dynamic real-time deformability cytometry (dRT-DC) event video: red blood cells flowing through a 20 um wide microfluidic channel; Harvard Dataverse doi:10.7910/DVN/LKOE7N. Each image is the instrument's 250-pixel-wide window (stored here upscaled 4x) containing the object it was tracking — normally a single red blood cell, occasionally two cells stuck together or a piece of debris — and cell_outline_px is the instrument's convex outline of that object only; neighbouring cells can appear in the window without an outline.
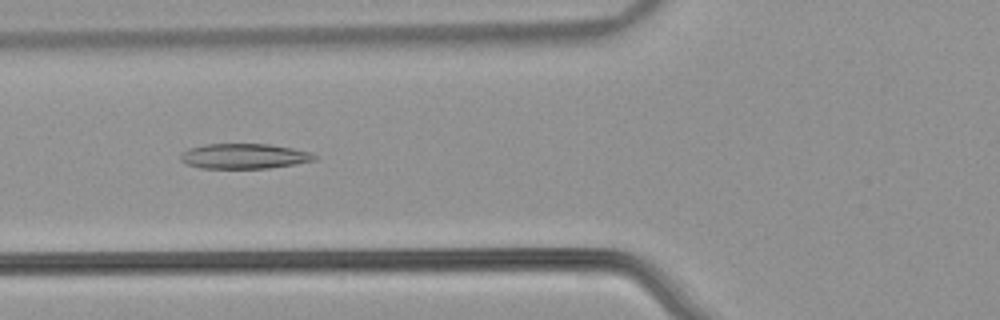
{"species": "common noctule bat (a hibernating species)", "species_latin": "Nyctalus noctula", "temperature_condition": "warm", "stored_images_in_passage": 53, "camera_frame_rate_fps": 3000, "um_per_image_px": 0.085, "animal": {"sex": "male", "body_mass_g": 21.5, "forearm_length_mm": 52.0}, "frame": {"image": 1, "passage_image": 21, "time_ms": 6.667, "image_size_px": [1000, 320], "cell_outline_px": [[316, 160], [296, 164], [268, 168], [200, 168], [188, 164], [180, 160], [180, 156], [188, 148], [204, 144], [268, 144], [292, 148], [312, 152], [316, 156]], "centroid_in_image_um": [20.77, 13.27], "position_along_channel_um": 105.0, "area_um2": 19.59}}
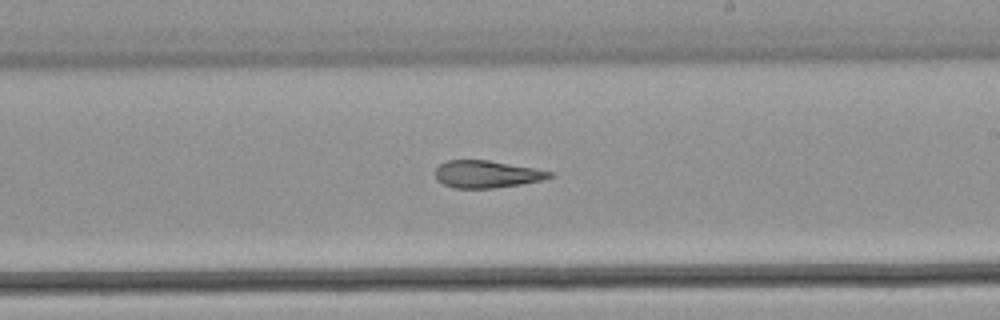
{"frame": {"image": 2, "passage_image": 32, "time_ms": 10.333, "image_size_px": [1000, 320], "cell_outline_px": [[552, 176], [540, 180], [520, 184], [492, 188], [452, 188], [436, 180], [436, 168], [440, 164], [448, 160], [488, 160], [536, 168], [552, 172]], "centroid_in_image_um": [41.34, 14.8], "position_along_channel_um": 247.7, "area_um2": 18.03}}
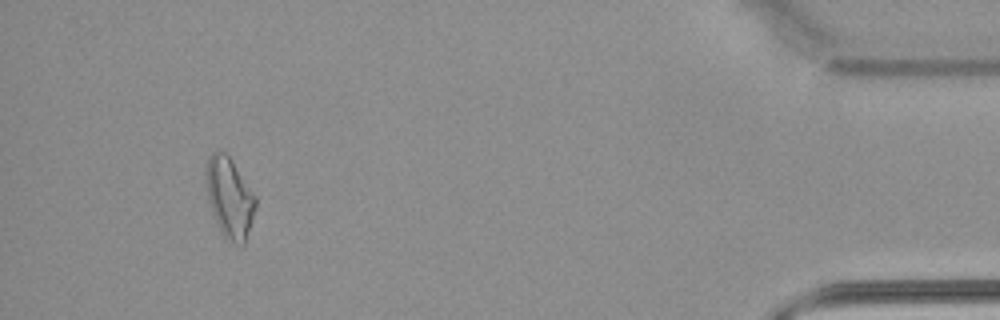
{"frame": {"image": 3, "passage_image": 50, "time_ms": 16.333, "image_size_px": [1000, 320], "cell_outline_px": [[256, 204], [244, 244], [232, 244], [220, 232], [216, 224], [208, 200], [204, 176], [204, 172], [208, 156], [212, 152], [224, 152], [232, 160], [256, 196]], "centroid_in_image_um": [19.47, 16.78], "position_along_channel_um": 415.7, "area_um2": 23.24}, "authors_computed_cell_mechanics": {"area_um2": 20.9236, "velocity_mm_per_s": 3.8917, "shape_relaxation_time_tau1_ms": null, "shape_relaxation_time_tau2_ms": 3.8567, "deformation_change_tau1": null, "deformation_change_tau2": 0.1436}}